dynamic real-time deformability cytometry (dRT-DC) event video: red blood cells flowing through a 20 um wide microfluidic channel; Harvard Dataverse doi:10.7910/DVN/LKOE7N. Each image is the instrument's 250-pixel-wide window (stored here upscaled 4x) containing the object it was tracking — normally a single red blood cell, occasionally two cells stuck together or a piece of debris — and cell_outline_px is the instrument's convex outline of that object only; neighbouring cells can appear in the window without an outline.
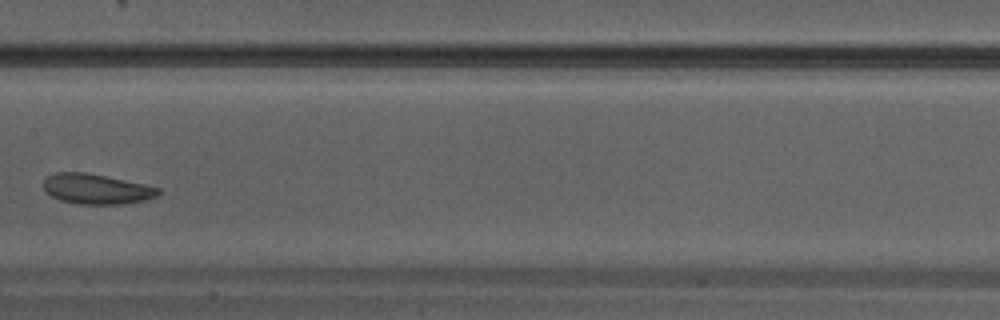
{"species": "Egyptian fruit bat (a non-hibernating species)", "species_latin": "Rousettus aegyptiacus", "temperature_condition": "warm", "stored_images_in_passage": 32, "camera_frame_rate_fps": 3000, "um_per_image_px": 0.085, "animal": {"sex": "male"}, "frame": {"image": 1, "passage_image": 14, "time_ms": 4.333, "image_size_px": [1000, 320], "cell_outline_px": [[160, 192], [156, 196], [144, 200], [124, 204], [80, 204], [60, 200], [52, 196], [44, 188], [44, 180], [48, 176], [56, 172], [84, 172], [144, 184], [160, 188]], "centroid_in_image_um": [8.2, 16.07], "position_along_channel_um": 199.2, "area_um2": 19.88}}